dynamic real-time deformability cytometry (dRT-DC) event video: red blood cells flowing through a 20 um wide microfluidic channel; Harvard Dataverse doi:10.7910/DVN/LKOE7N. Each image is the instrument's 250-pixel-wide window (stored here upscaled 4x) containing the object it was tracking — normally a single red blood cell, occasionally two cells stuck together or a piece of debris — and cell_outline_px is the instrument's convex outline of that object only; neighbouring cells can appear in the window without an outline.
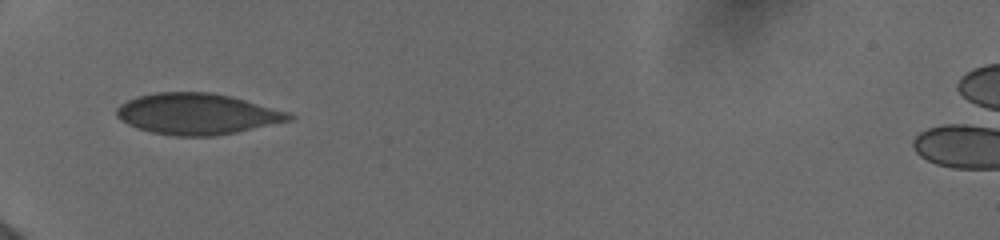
{"species": "human", "species_latin": "Homo sapiens", "temperature_condition": "cold", "stored_images_in_passage": 8, "camera_frame_rate_fps": 3000, "um_per_image_px": 0.085, "donor": {"sex": "female"}, "frame": {"image": 1, "passage_image": 1, "time_ms": 0.0, "image_size_px": [1000, 240], "cell_outline_px": [[296, 116], [292, 120], [236, 132], [212, 136], [176, 136], [152, 132], [128, 124], [116, 116], [116, 108], [120, 104], [136, 96], [156, 92], [212, 92], [232, 96], [292, 112]], "centroid_in_image_um": [16.81, 9.67], "position_along_channel_um": 68.2, "area_um2": 41.44}}
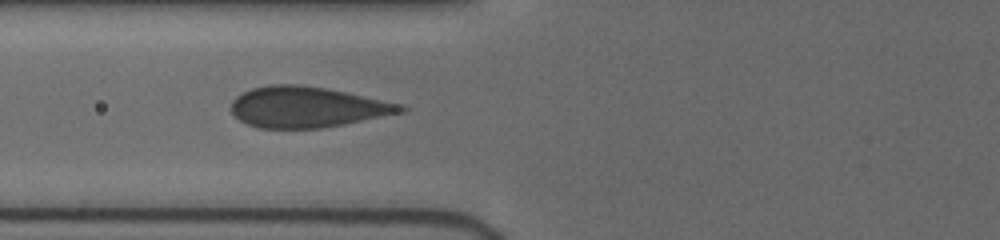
{"frame": {"image": 2, "passage_image": 5, "time_ms": 1.0, "image_size_px": [1000, 240], "cell_outline_px": [[408, 108], [404, 112], [344, 124], [320, 128], [260, 128], [248, 124], [240, 120], [232, 112], [232, 100], [236, 96], [252, 88], [272, 84], [296, 84], [324, 88], [344, 92], [400, 104]], "centroid_in_image_um": [26.08, 9.1], "position_along_channel_um": 99.7, "area_um2": 39.71}}